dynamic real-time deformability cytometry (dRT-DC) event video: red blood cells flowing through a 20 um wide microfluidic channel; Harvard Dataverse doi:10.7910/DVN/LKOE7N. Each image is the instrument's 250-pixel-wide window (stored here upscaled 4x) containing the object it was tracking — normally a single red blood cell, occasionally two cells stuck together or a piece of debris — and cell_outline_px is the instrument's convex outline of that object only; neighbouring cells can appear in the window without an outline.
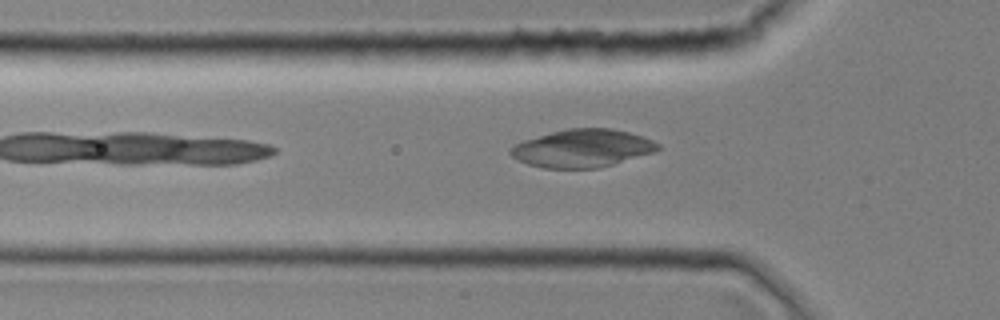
{"species": "common noctule bat (a hibernating species)", "species_latin": "Nyctalus noctula", "temperature_condition": "room temperature", "stored_images_in_passage": 8, "camera_frame_rate_fps": 3000, "um_per_image_px": 0.085, "animal": {"sex": "female", "body_mass_g": 19.0, "forearm_length_mm": 51.5}, "frame": {"image": 1, "passage_image": 8, "time_ms": 2.333, "image_size_px": [1000, 320], "cell_outline_px": [[660, 148], [656, 152], [612, 164], [596, 168], [540, 168], [528, 164], [512, 156], [508, 152], [508, 148], [524, 140], [552, 132], [568, 128], [612, 128], [628, 132], [652, 140], [660, 144]], "centroid_in_image_um": [49.5, 12.6], "position_along_channel_um": 76.3, "area_um2": 32.37}}